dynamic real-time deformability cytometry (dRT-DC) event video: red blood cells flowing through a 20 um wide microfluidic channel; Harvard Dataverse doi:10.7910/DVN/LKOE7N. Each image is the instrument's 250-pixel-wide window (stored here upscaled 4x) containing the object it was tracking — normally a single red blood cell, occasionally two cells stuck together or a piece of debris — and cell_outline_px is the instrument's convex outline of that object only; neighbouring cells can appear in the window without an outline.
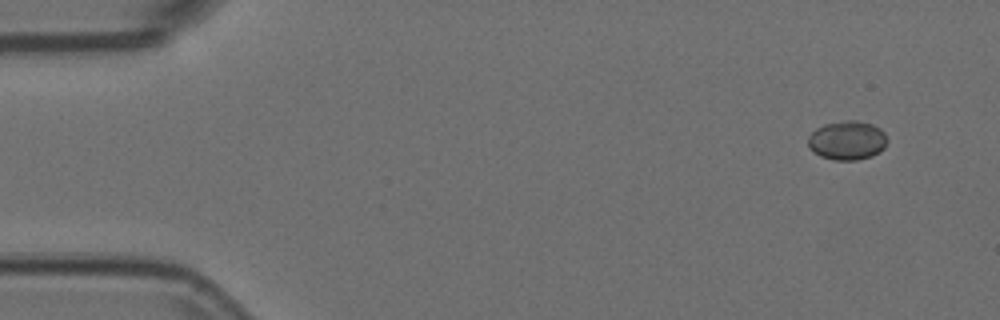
{"species": "Egyptian fruit bat (a non-hibernating species)", "species_latin": "Rousettus aegyptiacus", "temperature_condition": "room temperature", "stored_images_in_passage": 8, "camera_frame_rate_fps": 3000, "um_per_image_px": 0.085, "animal": {"sex": "female"}, "frame": {"image": 1, "passage_image": 1, "time_ms": 0.0, "image_size_px": [1000, 320], "cell_outline_px": [[888, 140], [884, 148], [880, 152], [872, 156], [856, 160], [832, 160], [820, 156], [812, 152], [808, 148], [808, 136], [816, 128], [824, 124], [844, 120], [856, 120], [872, 124], [880, 128], [884, 132]], "centroid_in_image_um": [72.0, 11.93], "position_along_channel_um": 13.0, "area_um2": 18.32}}
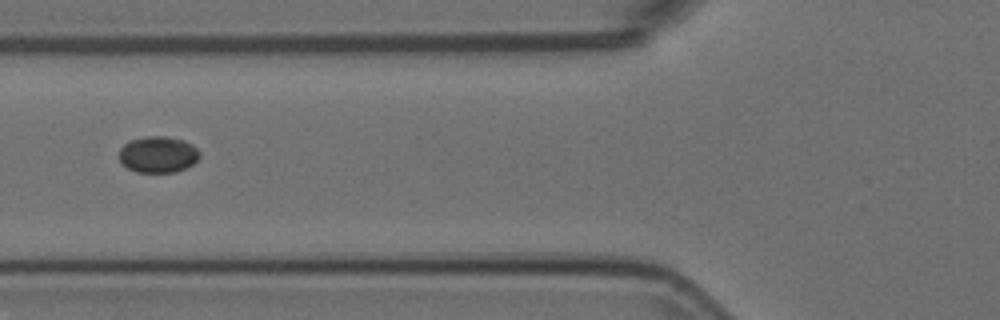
{"frame": {"image": 2, "passage_image": 6, "time_ms": 1.667, "image_size_px": [1000, 320], "cell_outline_px": [[200, 156], [192, 164], [176, 172], [136, 172], [128, 168], [120, 160], [120, 148], [128, 140], [148, 136], [168, 136], [184, 140], [192, 144], [200, 152]], "centroid_in_image_um": [13.44, 13.11], "position_along_channel_um": 112.4, "area_um2": 17.05}}
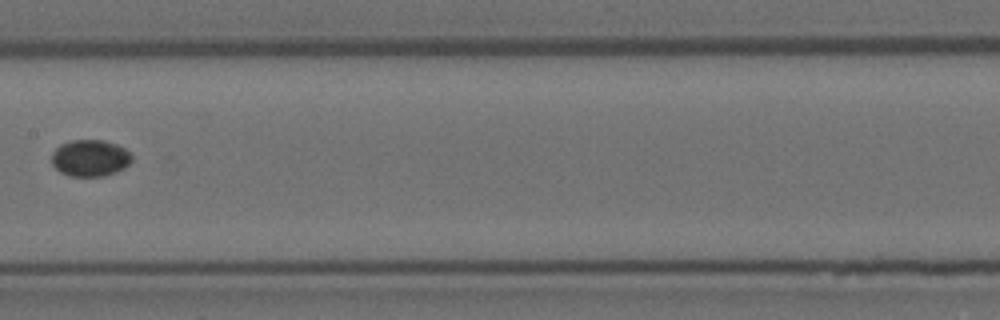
{"frame": {"image": 3, "passage_image": 8, "time_ms": 2.333, "image_size_px": [1000, 320], "cell_outline_px": [[132, 160], [124, 168], [116, 172], [104, 176], [68, 176], [60, 172], [52, 164], [52, 152], [60, 144], [72, 140], [104, 140], [116, 144], [124, 148], [132, 156]], "centroid_in_image_um": [7.65, 13.43], "position_along_channel_um": 199.8, "area_um2": 17.17}}